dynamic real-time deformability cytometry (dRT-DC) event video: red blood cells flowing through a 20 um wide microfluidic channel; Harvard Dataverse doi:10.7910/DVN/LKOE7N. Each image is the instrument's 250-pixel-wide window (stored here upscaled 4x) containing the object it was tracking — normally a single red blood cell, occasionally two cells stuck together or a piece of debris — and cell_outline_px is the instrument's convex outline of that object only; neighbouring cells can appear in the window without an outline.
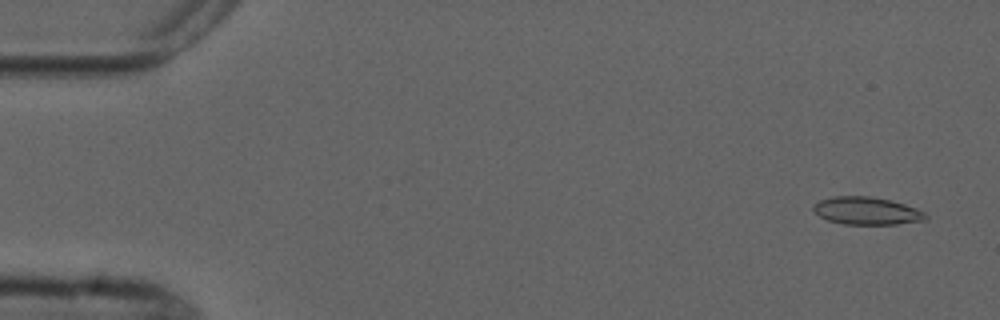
{"species": "common noctule bat (a hibernating species)", "species_latin": "Nyctalus noctula", "temperature_condition": "cold", "stored_images_in_passage": 5, "camera_frame_rate_fps": 3000, "um_per_image_px": 0.085, "animal": {"sex": "male", "forearm_length_mm": 52.5}, "frame": {"image": 1, "passage_image": 1, "time_ms": 0.0, "image_size_px": [1000, 320], "cell_outline_px": [[928, 220], [896, 224], [844, 224], [828, 220], [820, 216], [812, 208], [812, 204], [820, 200], [832, 196], [868, 196], [892, 200], [916, 208], [924, 212], [928, 216]], "centroid_in_image_um": [73.68, 17.92], "position_along_channel_um": 11.3, "area_um2": 18.15}}
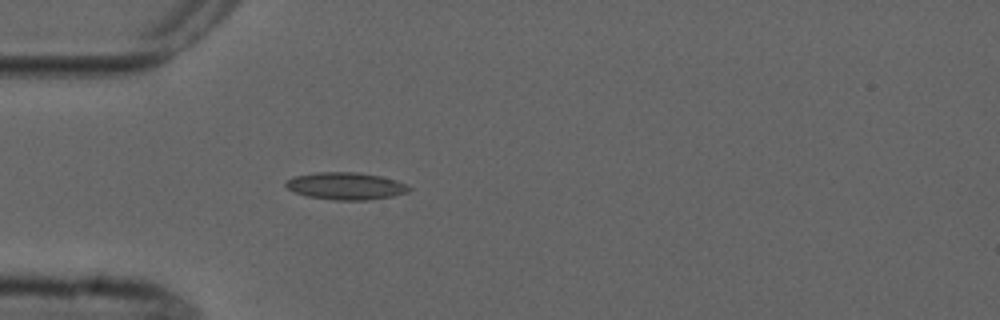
{"frame": {"image": 2, "passage_image": 5, "time_ms": 4.333, "image_size_px": [1000, 320], "cell_outline_px": [[412, 188], [408, 192], [392, 196], [368, 200], [336, 200], [308, 196], [292, 192], [284, 184], [284, 180], [292, 176], [316, 172], [356, 172], [380, 176], [396, 180], [408, 184]], "centroid_in_image_um": [29.36, 15.8], "position_along_channel_um": 55.6, "area_um2": 19.77}}